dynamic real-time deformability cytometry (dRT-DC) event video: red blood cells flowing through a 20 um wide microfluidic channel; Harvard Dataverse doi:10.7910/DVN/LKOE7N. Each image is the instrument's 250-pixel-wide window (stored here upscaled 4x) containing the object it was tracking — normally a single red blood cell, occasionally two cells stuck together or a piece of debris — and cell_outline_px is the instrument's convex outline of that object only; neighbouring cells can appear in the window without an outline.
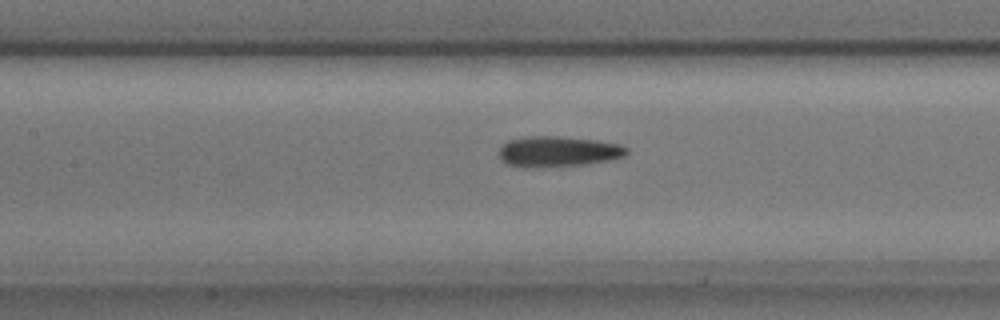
{"species": "common noctule bat (a hibernating species)", "species_latin": "Nyctalus noctula", "temperature_condition": "cold", "stored_images_in_passage": 37, "camera_frame_rate_fps": 3000, "um_per_image_px": 0.085, "animal": {"sex": "male", "body_mass_g": 17.9, "forearm_length_mm": 54.2}, "frame": {"image": 1, "passage_image": 8, "time_ms": 2.333, "image_size_px": [1000, 320], "cell_outline_px": [[628, 152], [624, 156], [612, 160], [584, 164], [528, 168], [524, 168], [508, 164], [500, 160], [500, 148], [508, 140], [532, 136], [556, 136], [596, 140], [620, 144], [628, 148]], "centroid_in_image_um": [47.45, 12.88], "position_along_channel_um": 160.0, "area_um2": 22.72}}
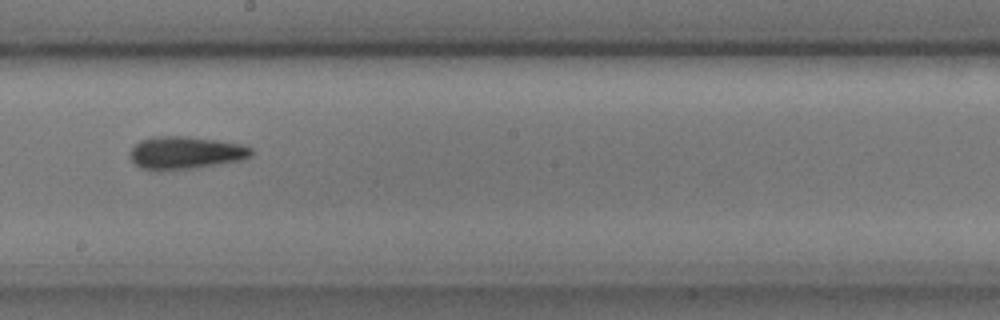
{"frame": {"image": 2, "passage_image": 14, "time_ms": 4.333, "image_size_px": [1000, 320], "cell_outline_px": [[252, 156], [240, 160], [192, 168], [156, 172], [140, 168], [128, 156], [128, 152], [140, 140], [152, 136], [184, 136], [216, 140], [240, 144], [252, 148]], "centroid_in_image_um": [15.69, 12.99], "position_along_channel_um": 232.5, "area_um2": 23.24}}
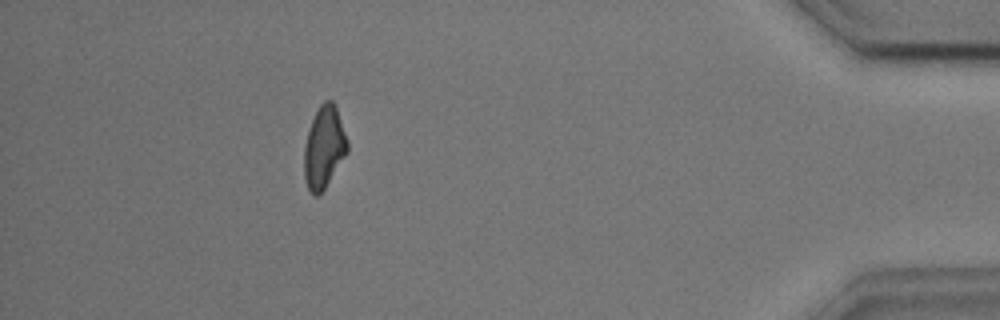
{"frame": {"image": 3, "passage_image": 33, "time_ms": 10.667, "image_size_px": [1000, 320], "cell_outline_px": [[348, 152], [324, 188], [316, 196], [312, 196], [308, 188], [304, 176], [304, 148], [308, 132], [312, 120], [320, 104], [324, 100], [332, 100], [336, 108], [348, 140]], "centroid_in_image_um": [27.54, 12.52], "position_along_channel_um": 407.7, "area_um2": 20.4}}